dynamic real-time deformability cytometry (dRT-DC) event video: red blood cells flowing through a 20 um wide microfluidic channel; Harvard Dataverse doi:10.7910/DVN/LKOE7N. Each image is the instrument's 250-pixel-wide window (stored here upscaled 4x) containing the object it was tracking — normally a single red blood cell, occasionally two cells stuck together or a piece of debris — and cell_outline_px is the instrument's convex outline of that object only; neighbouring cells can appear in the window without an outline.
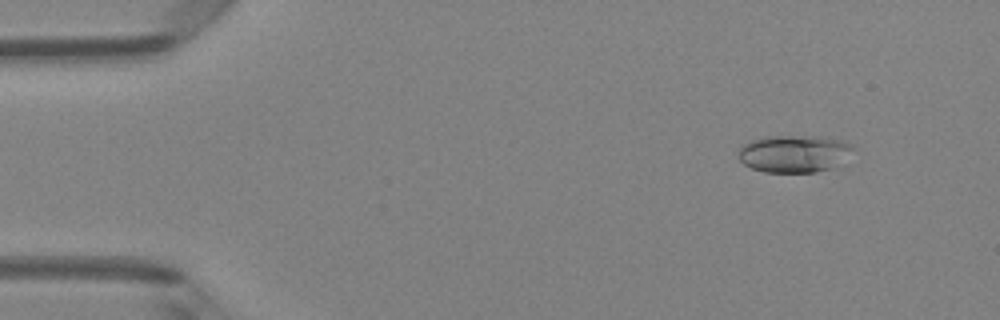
{"species": "Egyptian fruit bat (a non-hibernating species)", "species_latin": "Rousettus aegyptiacus", "temperature_condition": "room temperature", "stored_images_in_passage": 7, "camera_frame_rate_fps": 3000, "um_per_image_px": 0.085, "animal": {"sex": "female"}, "frame": {"image": 1, "passage_image": 2, "time_ms": 0.333, "image_size_px": [1000, 320], "cell_outline_px": [[856, 148], [832, 168], [816, 172], [764, 172], [752, 168], [744, 164], [740, 160], [740, 148], [744, 144], [752, 140], [764, 136], [820, 136], [844, 140], [852, 144]], "centroid_in_image_um": [67.52, 13.05], "position_along_channel_um": 17.5, "area_um2": 24.91}}
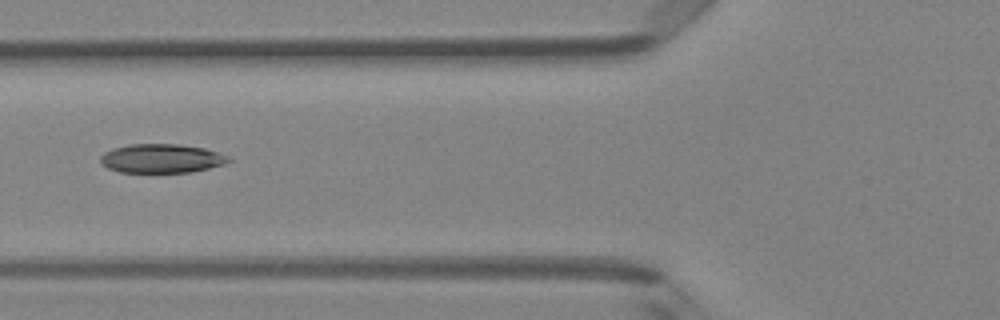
{"frame": {"image": 2, "passage_image": 6, "time_ms": 1.667, "image_size_px": [1000, 320], "cell_outline_px": [[232, 160], [224, 164], [192, 172], [120, 172], [108, 168], [100, 164], [100, 156], [104, 152], [112, 148], [132, 144], [176, 144], [204, 148], [228, 156]], "centroid_in_image_um": [13.69, 13.47], "position_along_channel_um": 112.1, "area_um2": 21.56}}
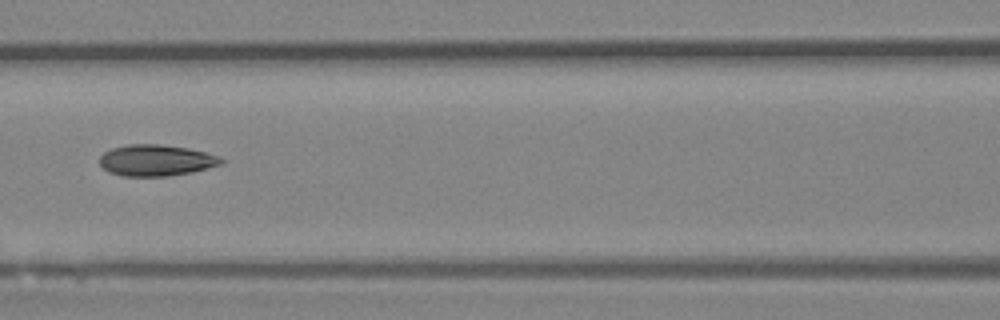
{"frame": {"image": 3, "passage_image": 7, "time_ms": 2.0, "image_size_px": [1000, 320], "cell_outline_px": [[224, 164], [192, 172], [168, 176], [124, 176], [112, 172], [104, 168], [100, 164], [100, 156], [104, 152], [112, 148], [128, 144], [160, 144], [188, 148], [220, 156], [224, 160]], "centroid_in_image_um": [13.31, 13.62], "position_along_channel_um": 153.3, "area_um2": 22.14}}